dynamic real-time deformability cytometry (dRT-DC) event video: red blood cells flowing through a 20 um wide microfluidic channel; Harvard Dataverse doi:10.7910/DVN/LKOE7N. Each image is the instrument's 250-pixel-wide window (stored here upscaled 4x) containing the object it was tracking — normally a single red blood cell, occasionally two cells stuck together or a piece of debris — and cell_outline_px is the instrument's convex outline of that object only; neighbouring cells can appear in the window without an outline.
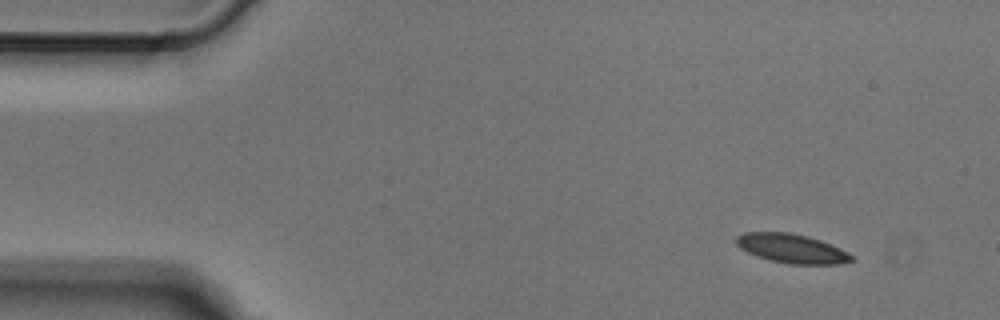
{"species": "Egyptian fruit bat (a non-hibernating species)", "species_latin": "Rousettus aegyptiacus", "temperature_condition": "cold", "stored_images_in_passage": 4, "camera_frame_rate_fps": 3000, "um_per_image_px": 0.085, "animal": {"sex": "male"}, "frame": {"image": 1, "passage_image": 1, "time_ms": 0.0, "image_size_px": [1000, 320], "cell_outline_px": [[856, 260], [836, 264], [788, 264], [756, 256], [740, 248], [736, 244], [736, 236], [744, 232], [788, 232], [808, 236], [820, 240], [840, 248], [848, 252]], "centroid_in_image_um": [67.3, 21.12], "position_along_channel_um": 17.7, "area_um2": 19.54}}
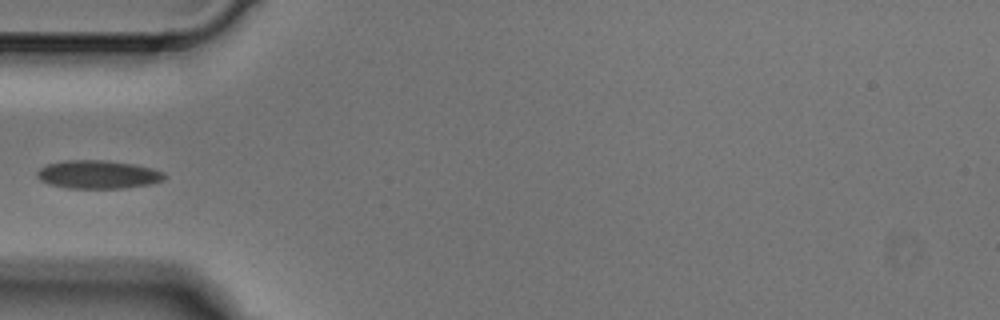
{"frame": {"image": 2, "passage_image": 4, "time_ms": 1.0, "image_size_px": [1000, 320], "cell_outline_px": [[168, 176], [164, 180], [148, 184], [124, 188], [64, 188], [48, 184], [40, 180], [36, 176], [36, 172], [40, 168], [48, 164], [64, 160], [104, 160], [132, 164], [152, 168], [164, 172]], "centroid_in_image_um": [8.31, 14.83], "position_along_channel_um": 76.7, "area_um2": 21.1}}